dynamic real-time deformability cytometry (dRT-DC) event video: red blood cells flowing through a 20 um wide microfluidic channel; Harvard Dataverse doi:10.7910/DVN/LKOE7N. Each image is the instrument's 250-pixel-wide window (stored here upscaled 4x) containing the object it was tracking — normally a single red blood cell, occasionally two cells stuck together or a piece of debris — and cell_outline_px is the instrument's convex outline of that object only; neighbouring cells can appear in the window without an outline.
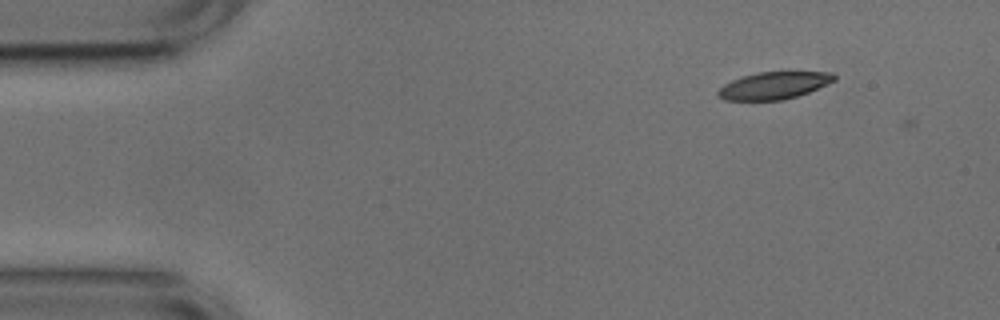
{"species": "common noctule bat (a hibernating species)", "species_latin": "Nyctalus noctula", "temperature_condition": "cold", "stored_images_in_passage": 4, "camera_frame_rate_fps": 3000, "um_per_image_px": 0.085, "animal": {"sex": "male", "body_mass_g": 17.9, "forearm_length_mm": 54.2}, "frame": {"image": 1, "passage_image": 3, "time_ms": 0.667, "image_size_px": [1000, 320], "cell_outline_px": [[836, 80], [808, 92], [784, 100], [724, 100], [716, 92], [724, 84], [732, 80], [744, 76], [760, 72], [832, 72], [836, 76]], "centroid_in_image_um": [65.79, 7.27], "position_along_channel_um": 19.2, "area_um2": 18.21}}